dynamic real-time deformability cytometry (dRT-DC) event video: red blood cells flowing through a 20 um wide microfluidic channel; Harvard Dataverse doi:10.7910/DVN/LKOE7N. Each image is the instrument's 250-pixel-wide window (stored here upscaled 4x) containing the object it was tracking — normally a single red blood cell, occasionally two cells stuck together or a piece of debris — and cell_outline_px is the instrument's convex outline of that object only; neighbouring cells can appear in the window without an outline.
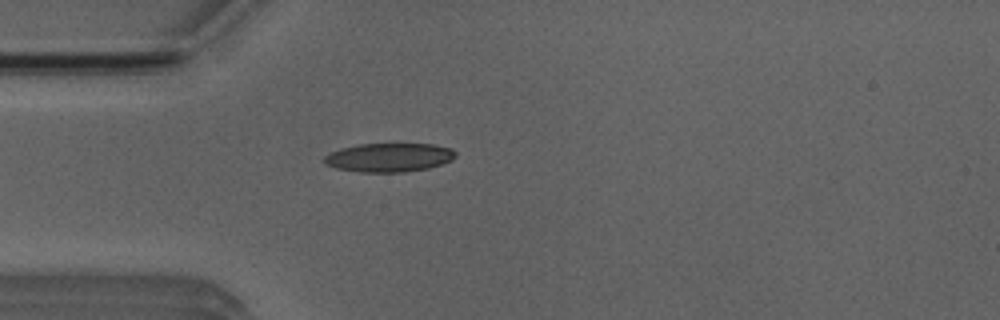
{"species": "Egyptian fruit bat (a non-hibernating species)", "species_latin": "Rousettus aegyptiacus", "temperature_condition": "room temperature", "stored_images_in_passage": 32, "camera_frame_rate_fps": 3000, "um_per_image_px": 0.085, "animal": {"sex": "male"}, "frame": {"image": 1, "passage_image": 1, "time_ms": 0.0, "image_size_px": [1000, 320], "cell_outline_px": [[456, 156], [452, 160], [428, 168], [404, 172], [360, 172], [336, 168], [324, 164], [324, 156], [340, 148], [360, 144], [436, 144], [452, 148], [456, 152]], "centroid_in_image_um": [33.08, 13.38], "position_along_channel_um": 51.9, "area_um2": 22.08}}
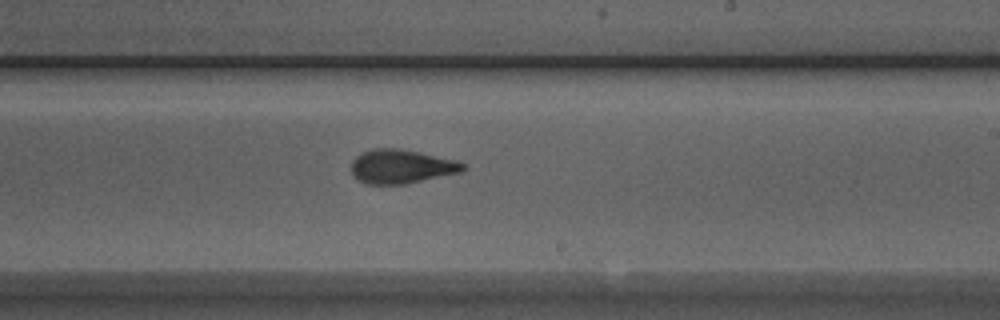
{"frame": {"image": 2, "passage_image": 17, "time_ms": 5.333, "image_size_px": [1000, 320], "cell_outline_px": [[468, 168], [464, 172], [404, 184], [368, 184], [356, 180], [352, 172], [352, 160], [356, 156], [372, 148], [400, 148], [460, 160], [468, 164]], "centroid_in_image_um": [34.2, 14.14], "position_along_channel_um": 254.8, "area_um2": 22.6}}
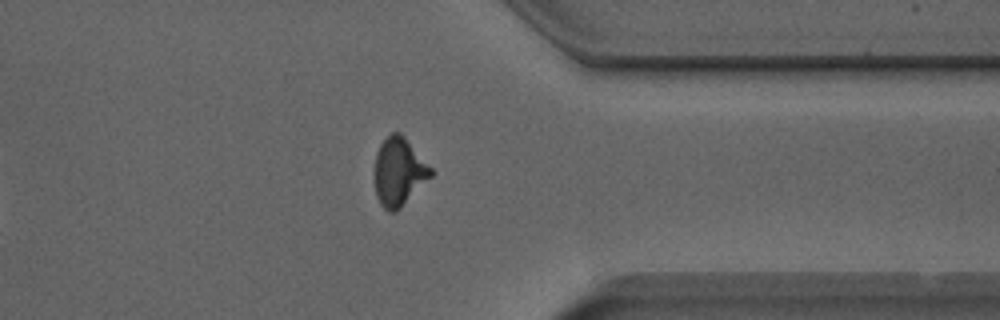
{"frame": {"image": 3, "passage_image": 27, "time_ms": 8.667, "image_size_px": [1000, 320], "cell_outline_px": [[436, 172], [396, 212], [388, 212], [380, 204], [376, 196], [372, 172], [376, 152], [380, 144], [392, 132], [400, 132], [404, 136]], "centroid_in_image_um": [33.88, 14.61], "position_along_channel_um": 377.5, "area_um2": 22.83}, "authors_computed_cell_mechanics": {"area_um2": 22.3397, "velocity_mm_per_s": 3.9366, "shape_relaxation_time_tau1_ms": 6.7102, "shape_relaxation_time_tau2_ms": 1.7173, "deformation_change_tau1": 0.2138, "deformation_change_tau2": 0.1035}}